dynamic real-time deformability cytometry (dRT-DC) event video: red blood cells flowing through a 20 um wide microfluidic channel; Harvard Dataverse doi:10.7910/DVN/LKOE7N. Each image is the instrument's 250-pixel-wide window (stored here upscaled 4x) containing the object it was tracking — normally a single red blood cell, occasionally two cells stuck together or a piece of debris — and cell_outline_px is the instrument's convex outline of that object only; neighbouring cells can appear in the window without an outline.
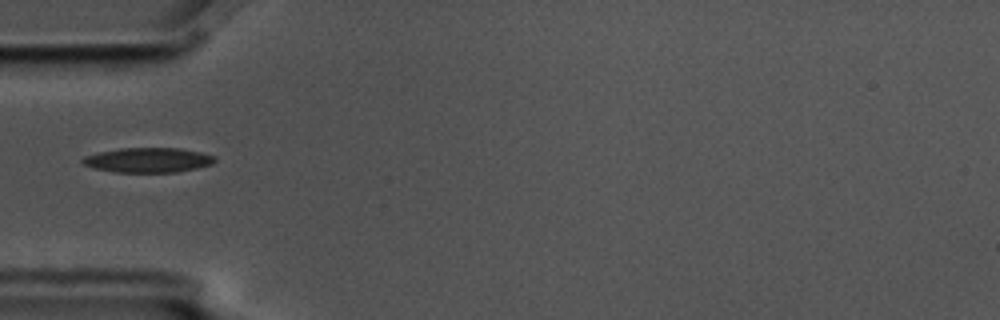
{"species": "common noctule bat (a hibernating species)", "species_latin": "Nyctalus noctula", "temperature_condition": "cold", "stored_images_in_passage": 11, "camera_frame_rate_fps": 3000, "um_per_image_px": 0.085, "animal": {"sex": "male", "body_mass_g": 17.5, "forearm_length_mm": 52.3}, "frame": {"image": 1, "passage_image": 1, "time_ms": 0.0, "image_size_px": [1000, 320], "cell_outline_px": [[216, 160], [212, 164], [196, 168], [176, 172], [116, 172], [96, 168], [84, 164], [80, 160], [84, 156], [100, 152], [120, 148], [180, 148], [200, 152], [216, 156]], "centroid_in_image_um": [12.61, 13.6], "position_along_channel_um": 72.4, "area_um2": 18.96}}
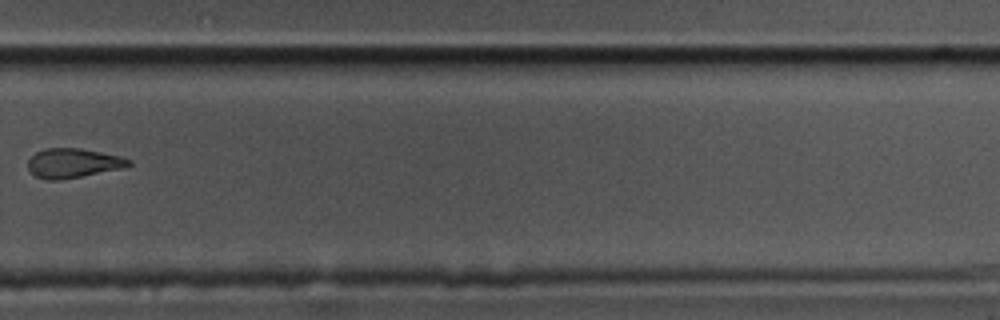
{"frame": {"image": 2, "passage_image": 7, "time_ms": 2.0, "image_size_px": [1000, 320], "cell_outline_px": [[132, 164], [120, 168], [80, 176], [56, 180], [44, 180], [36, 176], [28, 168], [28, 160], [36, 152], [44, 148], [80, 148], [120, 156], [132, 160]], "centroid_in_image_um": [6.18, 13.85], "position_along_channel_um": 323.6, "area_um2": 16.99}}
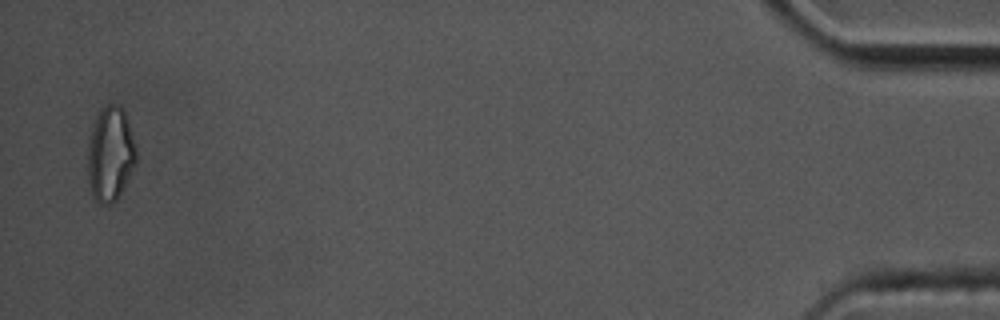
{"frame": {"image": 3, "passage_image": 11, "time_ms": 3.333, "image_size_px": [1000, 320], "cell_outline_px": [[136, 164], [116, 200], [108, 204], [100, 204], [92, 196], [88, 180], [88, 148], [92, 128], [96, 116], [108, 104], [116, 104], [124, 108], [128, 120], [136, 148]], "centroid_in_image_um": [9.38, 13.1], "position_along_channel_um": 425.8, "area_um2": 26.53}}